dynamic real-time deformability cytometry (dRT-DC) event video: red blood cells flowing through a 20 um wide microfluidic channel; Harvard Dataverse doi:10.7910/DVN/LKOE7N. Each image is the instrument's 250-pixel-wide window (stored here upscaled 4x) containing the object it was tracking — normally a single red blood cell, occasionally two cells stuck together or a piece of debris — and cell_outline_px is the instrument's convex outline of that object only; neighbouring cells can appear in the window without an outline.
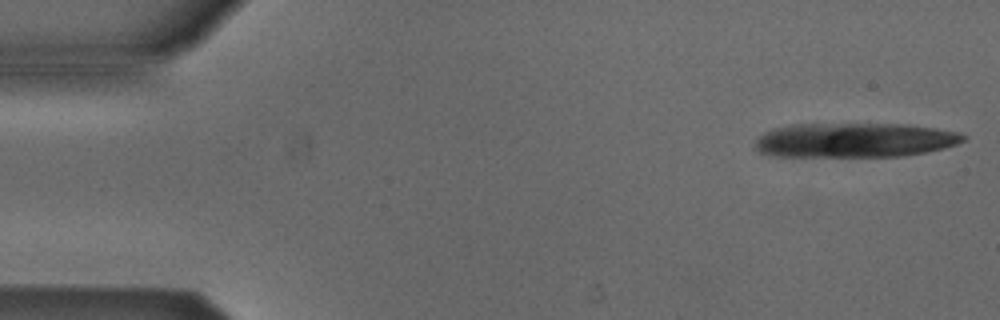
{"species": "Egyptian fruit bat (a non-hibernating species)", "species_latin": "Rousettus aegyptiacus", "temperature_condition": "cold", "stored_images_in_passage": 6, "camera_frame_rate_fps": 3000, "um_per_image_px": 0.085, "animal": {"sex": "male"}, "frame": {"image": 1, "passage_image": 1, "time_ms": 0.0, "image_size_px": [1000, 320], "cell_outline_px": [[968, 140], [944, 148], [924, 152], [900, 156], [772, 156], [760, 152], [756, 148], [756, 140], [764, 132], [776, 128], [792, 124], [904, 124], [936, 128], [960, 132], [968, 136]], "centroid_in_image_um": [72.69, 11.9], "position_along_channel_um": 12.3, "area_um2": 41.85}}
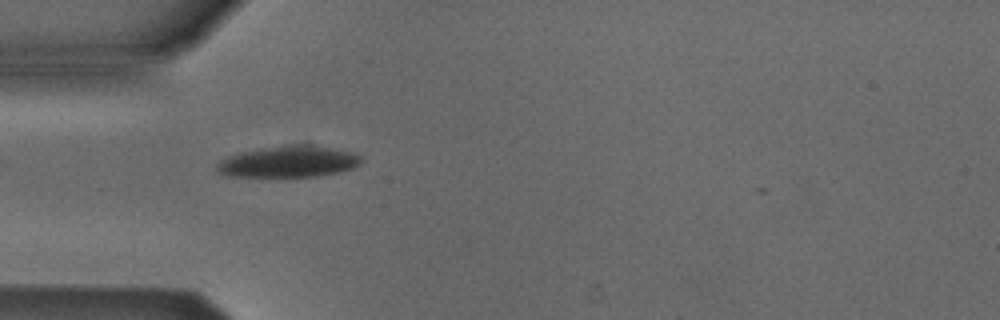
{"frame": {"image": 2, "passage_image": 5, "time_ms": 1.333, "image_size_px": [1000, 320], "cell_outline_px": [[364, 160], [360, 164], [352, 168], [336, 172], [316, 176], [228, 176], [216, 172], [216, 164], [220, 160], [228, 156], [240, 152], [264, 148], [292, 144], [304, 144], [332, 148], [352, 152], [360, 156]], "centroid_in_image_um": [24.51, 13.73], "position_along_channel_um": 60.5, "area_um2": 26.18}}
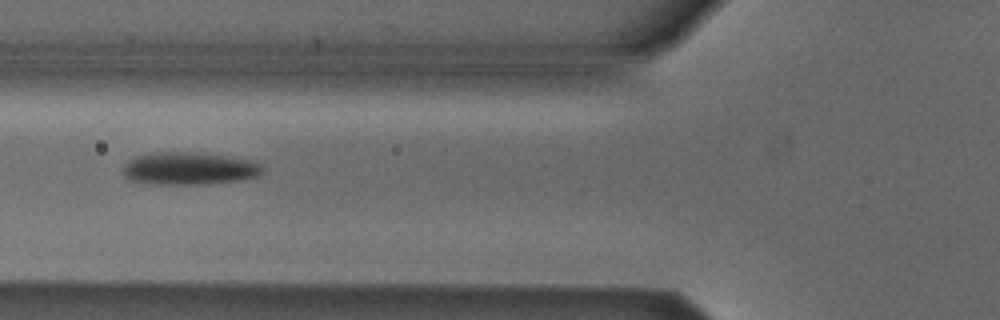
{"frame": {"image": 3, "passage_image": 6, "time_ms": 1.667, "image_size_px": [1000, 320], "cell_outline_px": [[264, 172], [256, 176], [236, 180], [204, 184], [144, 184], [128, 180], [124, 176], [124, 164], [128, 160], [136, 156], [152, 152], [188, 152], [228, 156], [252, 160], [260, 164], [264, 168]], "centroid_in_image_um": [16.03, 14.32], "position_along_channel_um": 109.8, "area_um2": 26.59}}